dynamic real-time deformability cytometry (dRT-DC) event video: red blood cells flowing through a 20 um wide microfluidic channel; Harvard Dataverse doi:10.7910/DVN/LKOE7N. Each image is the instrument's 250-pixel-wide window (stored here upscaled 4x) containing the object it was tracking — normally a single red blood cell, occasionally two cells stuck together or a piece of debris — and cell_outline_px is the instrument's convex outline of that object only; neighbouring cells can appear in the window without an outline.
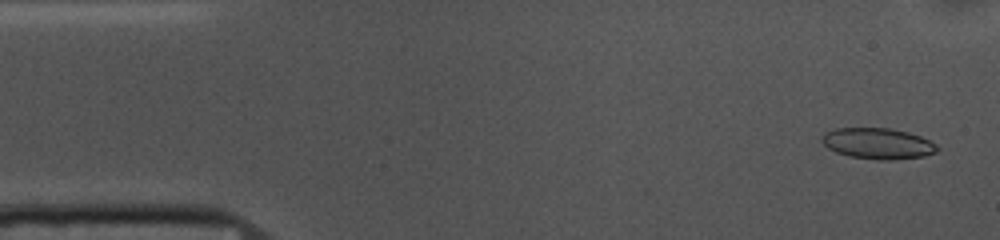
{"species": "common noctule bat (a hibernating species)", "species_latin": "Nyctalus noctula", "temperature_condition": "cold", "stored_images_in_passage": 52, "camera_frame_rate_fps": 3000, "um_per_image_px": 0.085, "animal": {"sex": "female", "body_mass_g": 10.0, "forearm_length_mm": 53.1}, "frame": {"image": 1, "passage_image": 2, "time_ms": 0.333, "image_size_px": [1000, 240], "cell_outline_px": [[940, 148], [936, 152], [924, 156], [892, 160], [876, 160], [848, 156], [836, 152], [828, 148], [820, 140], [824, 132], [836, 128], [888, 128], [908, 132], [920, 136], [936, 144]], "centroid_in_image_um": [74.6, 12.2], "position_along_channel_um": 10.4, "area_um2": 20.92}}
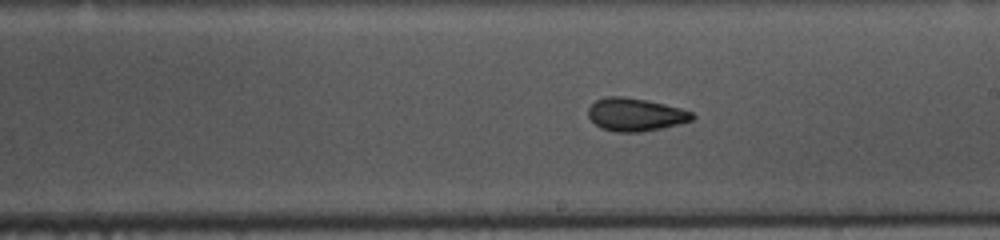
{"frame": {"image": 2, "passage_image": 28, "time_ms": 9.0, "image_size_px": [1000, 240], "cell_outline_px": [[696, 116], [692, 120], [680, 124], [640, 132], [616, 132], [600, 128], [588, 116], [588, 108], [596, 100], [604, 96], [624, 96], [648, 100], [680, 108], [692, 112]], "centroid_in_image_um": [54.0, 9.73], "position_along_channel_um": 235.0, "area_um2": 20.06}}
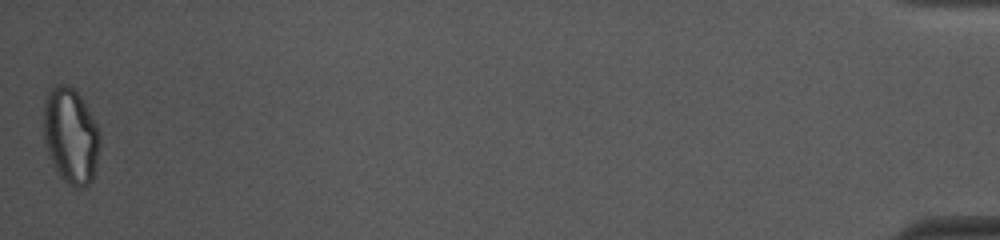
{"frame": {"image": 3, "passage_image": 52, "time_ms": 17.0, "image_size_px": [1000, 240], "cell_outline_px": [[100, 144], [96, 164], [92, 180], [88, 184], [80, 188], [76, 188], [68, 184], [60, 176], [44, 144], [44, 100], [48, 92], [56, 84], [68, 84], [80, 96], [96, 124], [100, 132]], "centroid_in_image_um": [6.01, 11.53], "position_along_channel_um": 429.2, "area_um2": 31.15}, "authors_computed_cell_mechanics": {"area_um2": 20.6924, "velocity_mm_per_s": 3.72, "shape_relaxation_time_tau1_ms": 6.6573, "shape_relaxation_time_tau2_ms": 1.8855, "deformation_change_tau1": 0.1327, "deformation_change_tau2": 0.065}}